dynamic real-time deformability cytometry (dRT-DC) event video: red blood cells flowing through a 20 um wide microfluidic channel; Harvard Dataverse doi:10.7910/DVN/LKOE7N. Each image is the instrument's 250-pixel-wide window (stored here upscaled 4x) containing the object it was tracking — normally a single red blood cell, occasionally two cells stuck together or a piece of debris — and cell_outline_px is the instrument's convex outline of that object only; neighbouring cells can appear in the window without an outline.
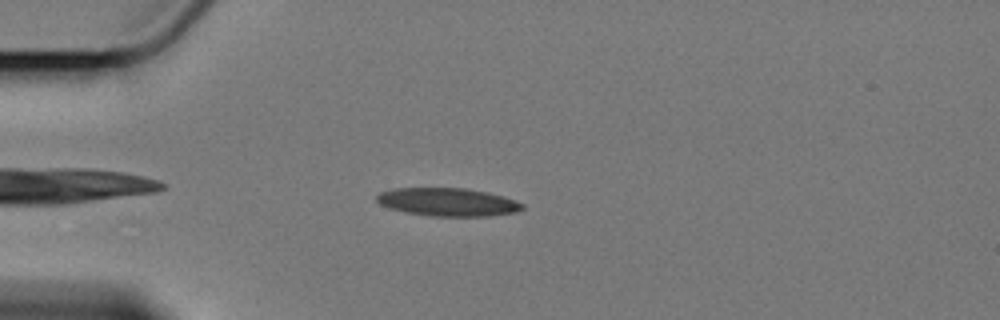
{"species": "Egyptian fruit bat (a non-hibernating species)", "species_latin": "Rousettus aegyptiacus", "temperature_condition": "cold", "stored_images_in_passage": 48, "camera_frame_rate_fps": 3000, "um_per_image_px": 0.085, "animal": {"sex": "female"}, "frame": {"image": 1, "passage_image": 5, "time_ms": 1.333, "image_size_px": [1000, 320], "cell_outline_px": [[524, 208], [516, 212], [488, 216], [432, 216], [408, 212], [388, 208], [380, 204], [376, 200], [376, 196], [380, 192], [392, 188], [468, 188], [488, 192], [524, 204]], "centroid_in_image_um": [38.03, 17.17], "position_along_channel_um": 47.0, "area_um2": 23.76}}
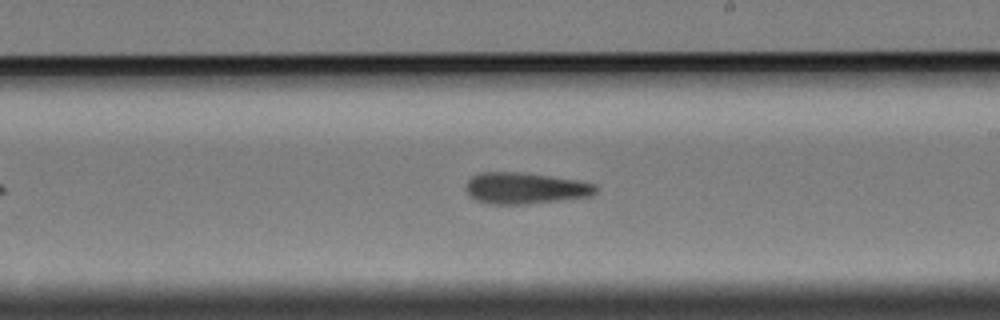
{"frame": {"image": 2, "passage_image": 24, "time_ms": 7.667, "image_size_px": [1000, 320], "cell_outline_px": [[600, 188], [592, 196], [528, 204], [488, 204], [476, 200], [468, 196], [464, 188], [468, 180], [472, 176], [480, 172], [520, 172], [576, 180], [596, 184]], "centroid_in_image_um": [44.62, 16.0], "position_along_channel_um": 244.4, "area_um2": 23.93}}
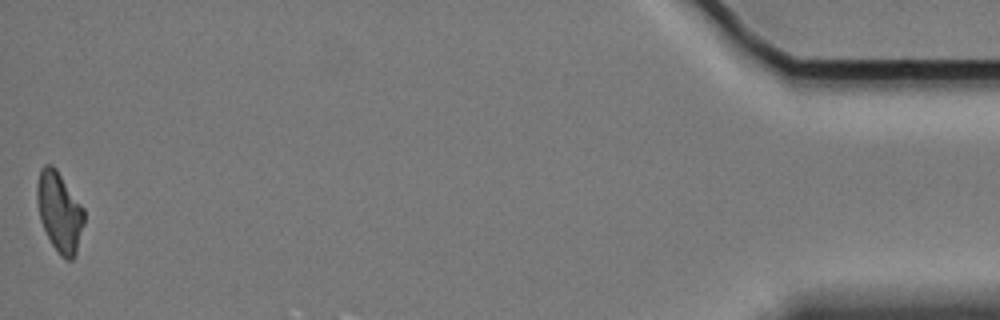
{"frame": {"image": 3, "passage_image": 48, "time_ms": 15.667, "image_size_px": [1000, 320], "cell_outline_px": [[84, 224], [76, 252], [72, 260], [68, 260], [60, 256], [52, 244], [40, 220], [36, 200], [36, 184], [40, 168], [44, 164], [52, 164], [56, 168], [84, 208]], "centroid_in_image_um": [5.04, 17.97], "position_along_channel_um": 430.2, "area_um2": 22.02}, "authors_computed_cell_mechanics": {"area_um2": 23.3512, "velocity_mm_per_s": 3.4075, "shape_relaxation_time_tau1_ms": null, "shape_relaxation_time_tau2_ms": 4.2966, "deformation_change_tau1": null, "deformation_change_tau2": 0.1428}}